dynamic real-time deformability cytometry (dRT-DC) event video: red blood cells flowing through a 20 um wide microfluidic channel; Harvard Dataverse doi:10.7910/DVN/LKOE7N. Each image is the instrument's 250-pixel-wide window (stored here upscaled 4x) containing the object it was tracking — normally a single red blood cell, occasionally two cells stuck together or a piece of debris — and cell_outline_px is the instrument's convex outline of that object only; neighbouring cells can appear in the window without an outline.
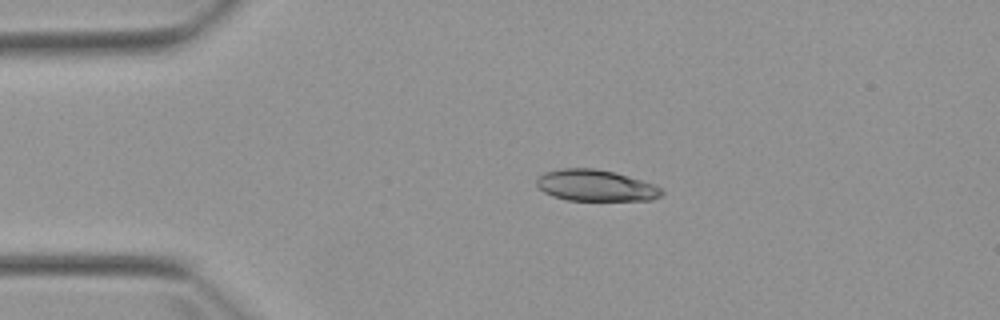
{"species": "Egyptian fruit bat (a non-hibernating species)", "species_latin": "Rousettus aegyptiacus", "temperature_condition": "warm", "stored_images_in_passage": 4, "camera_frame_rate_fps": 3000, "um_per_image_px": 0.085, "animal": {"sex": "female"}, "frame": {"image": 1, "passage_image": 3, "time_ms": 3.0, "image_size_px": [1000, 320], "cell_outline_px": [[664, 192], [660, 196], [652, 200], [564, 200], [552, 196], [544, 192], [536, 184], [536, 176], [544, 172], [564, 168], [596, 168], [616, 172], [652, 184], [660, 188]], "centroid_in_image_um": [50.58, 15.76], "position_along_channel_um": 34.4, "area_um2": 22.89}}